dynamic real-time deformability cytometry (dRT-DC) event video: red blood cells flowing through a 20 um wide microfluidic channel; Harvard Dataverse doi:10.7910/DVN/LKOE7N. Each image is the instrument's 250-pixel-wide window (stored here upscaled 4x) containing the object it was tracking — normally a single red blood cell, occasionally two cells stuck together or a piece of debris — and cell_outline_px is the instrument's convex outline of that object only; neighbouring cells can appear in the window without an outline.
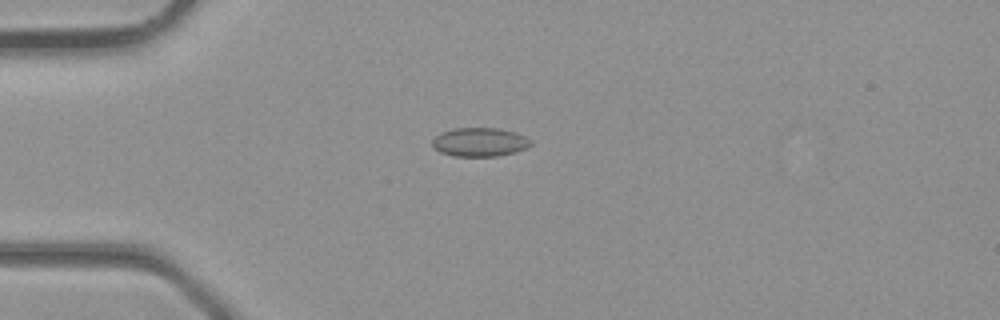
{"species": "common noctule bat (a hibernating species)", "species_latin": "Nyctalus noctula", "temperature_condition": "room temperature", "stored_images_in_passage": 4, "camera_frame_rate_fps": 3000, "um_per_image_px": 0.085, "animal": {"sex": "male", "body_mass_g": 23.1, "forearm_length_mm": 52.7}, "frame": {"image": 1, "passage_image": 3, "time_ms": 0.667, "image_size_px": [1000, 320], "cell_outline_px": [[532, 144], [528, 148], [516, 152], [496, 156], [452, 156], [440, 152], [432, 144], [432, 140], [440, 132], [452, 128], [496, 128], [516, 132], [532, 140]], "centroid_in_image_um": [40.79, 12.07], "position_along_channel_um": 44.2, "area_um2": 16.65}}
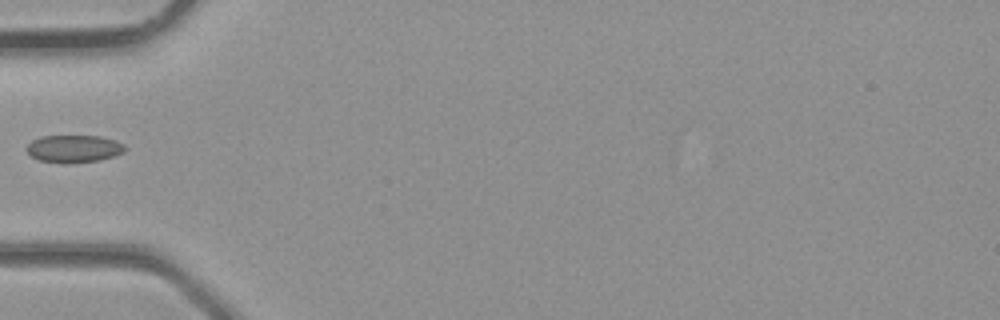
{"frame": {"image": 2, "passage_image": 4, "time_ms": 1.0, "image_size_px": [1000, 320], "cell_outline_px": [[124, 148], [120, 152], [112, 156], [100, 160], [60, 164], [40, 160], [32, 156], [24, 148], [32, 140], [40, 136], [100, 136], [116, 140], [124, 144]], "centroid_in_image_um": [6.22, 12.64], "position_along_channel_um": 78.8, "area_um2": 15.66}}